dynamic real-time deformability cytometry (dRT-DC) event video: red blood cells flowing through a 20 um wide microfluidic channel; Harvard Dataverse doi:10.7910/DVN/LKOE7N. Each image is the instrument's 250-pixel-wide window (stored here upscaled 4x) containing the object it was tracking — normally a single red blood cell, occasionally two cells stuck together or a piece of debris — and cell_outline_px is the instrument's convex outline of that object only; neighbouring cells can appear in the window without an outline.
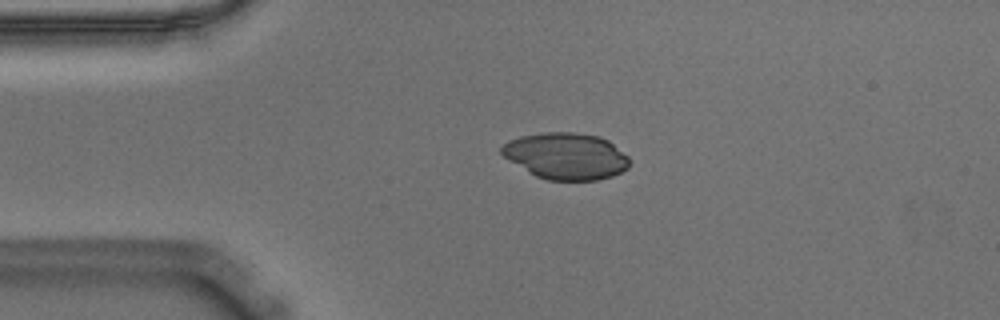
{"species": "Egyptian fruit bat (a non-hibernating species)", "species_latin": "Rousettus aegyptiacus", "temperature_condition": "warm", "stored_images_in_passage": 51, "camera_frame_rate_fps": 3000, "um_per_image_px": 0.085, "animal": {"sex": "male"}, "frame": {"image": 1, "passage_image": 8, "time_ms": 2.333, "image_size_px": [1000, 320], "cell_outline_px": [[628, 168], [612, 176], [596, 180], [548, 180], [536, 176], [504, 156], [500, 152], [500, 148], [508, 140], [520, 136], [544, 132], [572, 132], [600, 136], [608, 140], [628, 156]], "centroid_in_image_um": [48.11, 13.25], "position_along_channel_um": 36.9, "area_um2": 34.45}}
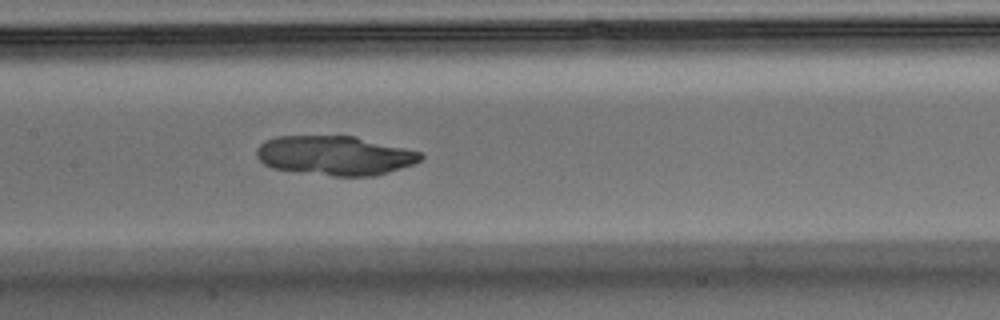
{"frame": {"image": 2, "passage_image": 22, "time_ms": 7.0, "image_size_px": [1000, 320], "cell_outline_px": [[424, 156], [420, 160], [412, 164], [376, 176], [332, 176], [272, 168], [264, 164], [256, 156], [256, 148], [264, 140], [276, 136], [356, 136], [420, 152]], "centroid_in_image_um": [28.43, 13.21], "position_along_channel_um": 179.0, "area_um2": 37.57}}
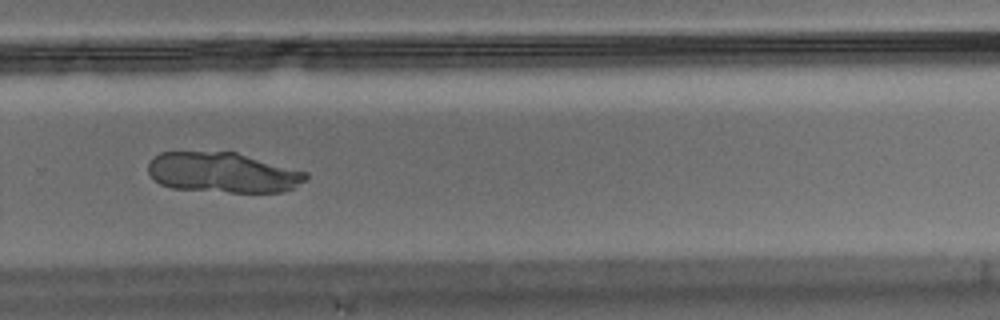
{"frame": {"image": 3, "passage_image": 33, "time_ms": 10.667, "image_size_px": [1000, 320], "cell_outline_px": [[308, 176], [304, 180], [292, 188], [284, 192], [228, 192], [172, 188], [160, 184], [148, 172], [148, 164], [160, 152], [236, 152], [308, 172]], "centroid_in_image_um": [18.95, 14.67], "position_along_channel_um": 310.9, "area_um2": 36.76}}